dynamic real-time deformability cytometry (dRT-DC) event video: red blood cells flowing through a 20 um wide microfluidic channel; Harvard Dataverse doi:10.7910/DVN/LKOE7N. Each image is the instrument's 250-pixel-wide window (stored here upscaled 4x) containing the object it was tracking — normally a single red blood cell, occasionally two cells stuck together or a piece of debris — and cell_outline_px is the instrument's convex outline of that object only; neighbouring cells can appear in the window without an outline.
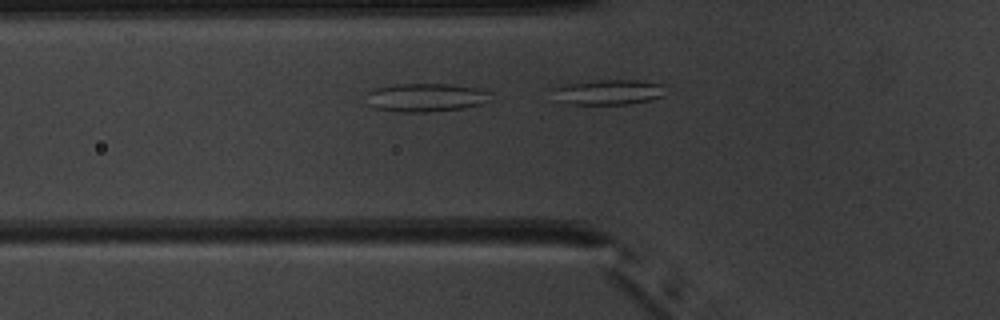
{"species": "common noctule bat (a hibernating species)", "species_latin": "Nyctalus noctula", "temperature_condition": "warm", "stored_images_in_passage": 9, "camera_frame_rate_fps": 3000, "um_per_image_px": 0.085, "animal": {"sex": "male", "body_mass_g": 20.1, "forearm_length_mm": 53.5}, "frame": {"image": 1, "passage_image": 8, "time_ms": 2.333, "image_size_px": [1000, 320], "cell_outline_px": [[488, 92], [480, 104], [464, 108], [428, 112], [396, 112], [372, 108], [368, 104], [368, 92], [376, 88], [396, 84], [448, 84], [476, 88]], "centroid_in_image_um": [36.07, 8.3], "position_along_channel_um": 89.7, "area_um2": 20.17}}